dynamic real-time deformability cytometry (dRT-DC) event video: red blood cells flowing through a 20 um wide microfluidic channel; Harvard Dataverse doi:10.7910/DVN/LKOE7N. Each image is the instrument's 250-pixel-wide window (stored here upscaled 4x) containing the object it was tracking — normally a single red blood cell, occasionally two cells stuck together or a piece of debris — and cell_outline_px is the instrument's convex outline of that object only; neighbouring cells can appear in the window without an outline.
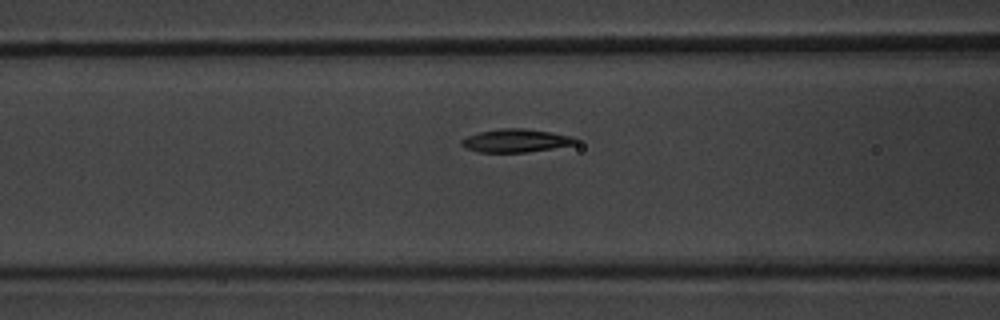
{"species": "common noctule bat (a hibernating species)", "species_latin": "Nyctalus noctula", "temperature_condition": "warm", "stored_images_in_passage": 32, "camera_frame_rate_fps": 3000, "um_per_image_px": 0.085, "animal": {"sex": "male", "body_mass_g": 20.1, "forearm_length_mm": 53.5}, "frame": {"image": 1, "passage_image": 10, "time_ms": 3.0, "image_size_px": [1000, 320], "cell_outline_px": [[580, 140], [576, 144], [528, 152], [480, 152], [468, 148], [460, 144], [460, 140], [468, 136], [480, 132], [500, 128], [524, 128], [572, 136]], "centroid_in_image_um": [43.86, 11.95], "position_along_channel_um": 122.7, "area_um2": 15.26}}
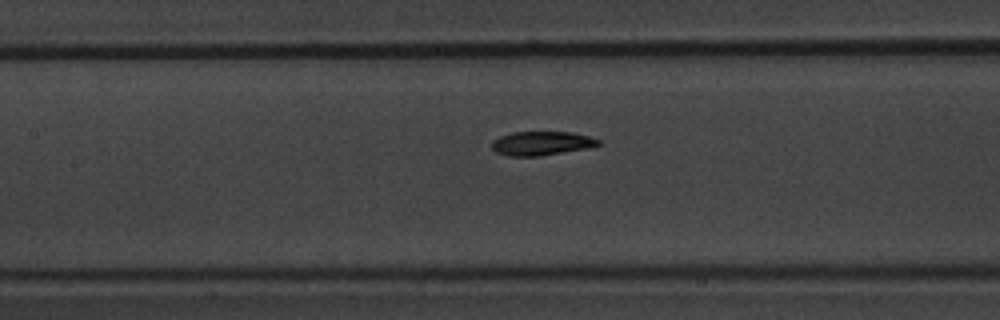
{"frame": {"image": 2, "passage_image": 13, "time_ms": 4.0, "image_size_px": [1000, 320], "cell_outline_px": [[600, 144], [592, 148], [540, 156], [508, 156], [496, 152], [492, 148], [492, 140], [500, 136], [512, 132], [572, 132], [588, 136], [600, 140]], "centroid_in_image_um": [46.05, 12.19], "position_along_channel_um": 161.4, "area_um2": 15.03}}
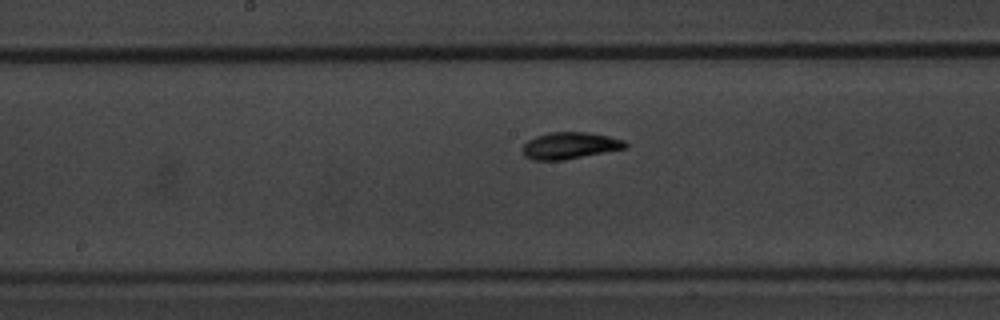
{"frame": {"image": 3, "passage_image": 16, "time_ms": 5.0, "image_size_px": [1000, 320], "cell_outline_px": [[628, 148], [564, 160], [532, 160], [524, 156], [524, 144], [528, 140], [536, 136], [552, 132], [588, 132], [608, 136], [624, 140], [628, 144]], "centroid_in_image_um": [48.47, 12.38], "position_along_channel_um": 199.7, "area_um2": 16.01}}